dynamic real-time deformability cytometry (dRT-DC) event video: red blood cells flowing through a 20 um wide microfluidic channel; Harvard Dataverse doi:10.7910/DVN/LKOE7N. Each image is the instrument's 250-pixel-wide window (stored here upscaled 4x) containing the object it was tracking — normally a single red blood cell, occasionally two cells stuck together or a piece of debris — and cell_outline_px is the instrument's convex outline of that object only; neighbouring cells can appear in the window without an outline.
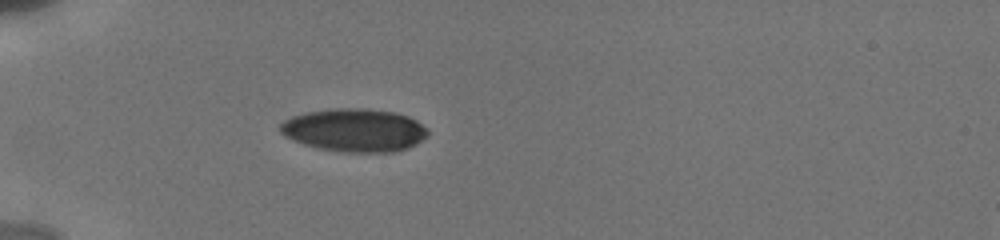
{"species": "human", "species_latin": "Homo sapiens", "temperature_condition": "cold", "stored_images_in_passage": 14, "camera_frame_rate_fps": 3000, "um_per_image_px": 0.085, "donor": {"sex": "male"}, "frame": {"image": 1, "passage_image": 1, "time_ms": 0.0, "image_size_px": [1000, 240], "cell_outline_px": [[428, 136], [416, 144], [408, 148], [396, 152], [344, 152], [316, 148], [292, 140], [284, 136], [280, 132], [280, 124], [284, 120], [292, 116], [308, 112], [332, 108], [364, 108], [396, 112], [408, 116], [416, 120], [428, 132]], "centroid_in_image_um": [30.12, 11.07], "position_along_channel_um": 54.9, "area_um2": 37.22}}
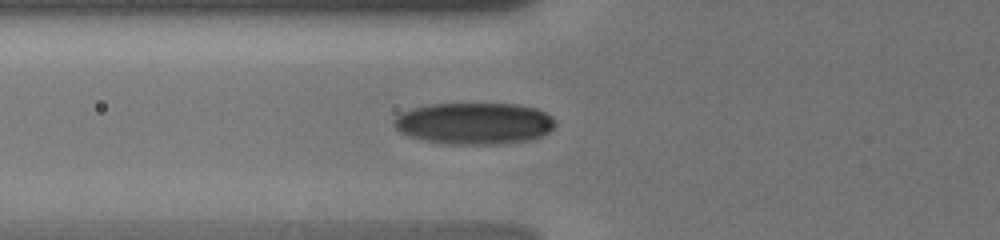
{"frame": {"image": 2, "passage_image": 7, "time_ms": 1.333, "image_size_px": [1000, 240], "cell_outline_px": [[556, 124], [548, 132], [540, 136], [528, 140], [492, 144], [444, 144], [420, 140], [408, 136], [400, 132], [392, 124], [392, 120], [400, 112], [412, 108], [432, 104], [520, 104], [536, 108], [548, 112], [556, 120]], "centroid_in_image_um": [40.28, 10.48], "position_along_channel_um": 85.5, "area_um2": 39.54}}
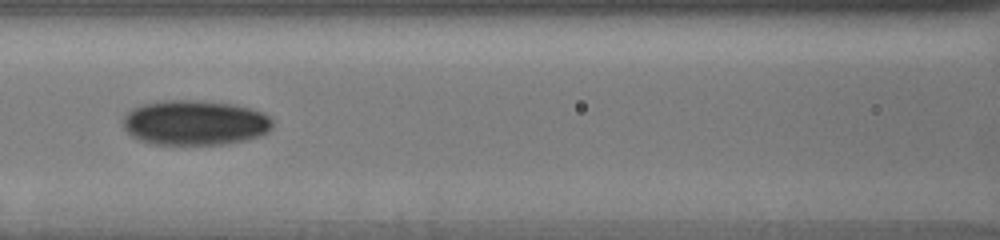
{"frame": {"image": 3, "passage_image": 13, "time_ms": 3.0, "image_size_px": [1000, 240], "cell_outline_px": [[272, 128], [268, 132], [244, 140], [224, 144], [148, 144], [132, 136], [124, 128], [124, 116], [132, 108], [140, 104], [160, 100], [204, 100], [232, 104], [248, 108], [260, 112], [268, 116], [272, 120]], "centroid_in_image_um": [16.52, 10.42], "position_along_channel_um": 150.1, "area_um2": 39.19}}